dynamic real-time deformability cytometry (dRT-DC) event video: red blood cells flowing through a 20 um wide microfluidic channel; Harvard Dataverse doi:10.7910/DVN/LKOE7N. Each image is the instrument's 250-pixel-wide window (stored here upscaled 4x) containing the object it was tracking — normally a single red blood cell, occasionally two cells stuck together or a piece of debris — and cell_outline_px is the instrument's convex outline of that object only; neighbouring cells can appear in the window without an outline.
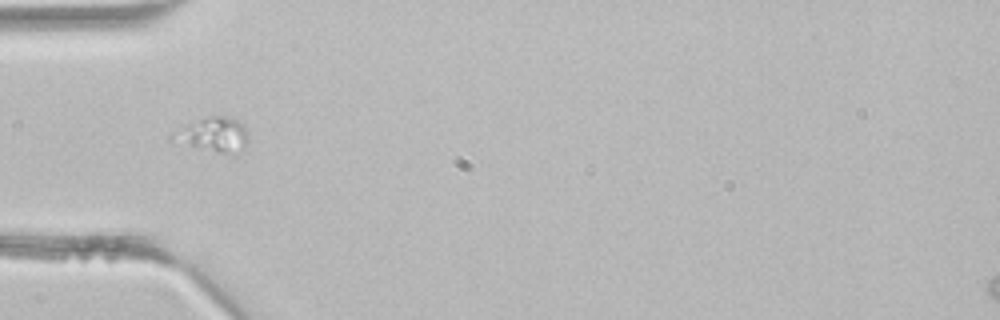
{"species": "common noctule bat (a hibernating species)", "species_latin": "Nyctalus noctula", "temperature_condition": "room temperature", "stored_images_in_passage": 26, "camera_frame_rate_fps": 3000, "um_per_image_px": 0.085, "animal": {"sex": "male", "body_mass_g": 21.5, "forearm_length_mm": 52.0}, "frame": {"image": 1, "passage_image": 1, "time_ms": 0.0, "image_size_px": [1000, 320], "cell_outline_px": [[248, 140], [244, 148], [236, 156], [216, 152], [192, 144], [184, 132], [184, 128], [208, 116], [228, 116], [244, 124], [248, 132]], "centroid_in_image_um": [18.58, 11.45], "position_along_channel_um": 66.4, "area_um2": 13.35}}
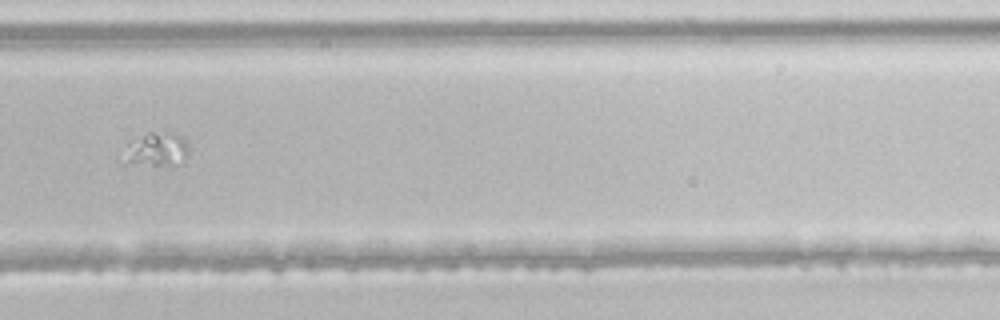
{"frame": {"image": 2, "passage_image": 17, "time_ms": 5.333, "image_size_px": [1000, 320], "cell_outline_px": [[188, 152], [184, 160], [172, 168], [132, 164], [128, 160], [128, 144], [148, 132], [168, 132], [184, 136], [188, 144]], "centroid_in_image_um": [13.45, 12.73], "position_along_channel_um": 316.3, "area_um2": 12.83}}
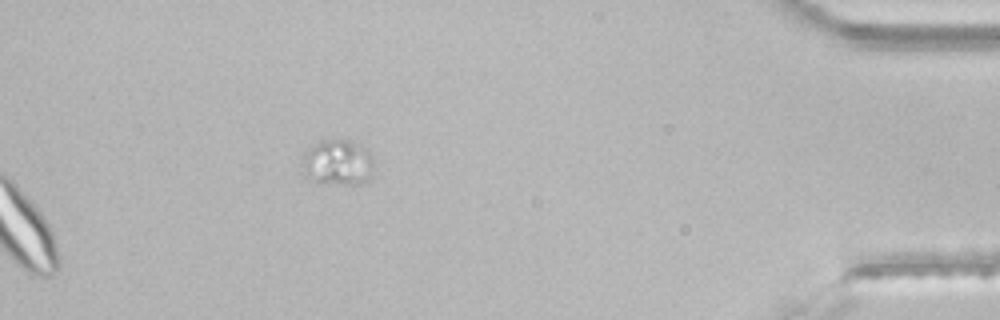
{"frame": {"image": 3, "passage_image": 26, "time_ms": 8.333, "image_size_px": [1000, 320], "cell_outline_px": [[372, 164], [368, 180], [364, 184], [340, 184], [312, 180], [304, 176], [304, 152], [320, 140], [352, 140], [364, 148], [372, 156]], "centroid_in_image_um": [28.71, 13.81], "position_along_channel_um": 406.5, "area_um2": 18.73}}